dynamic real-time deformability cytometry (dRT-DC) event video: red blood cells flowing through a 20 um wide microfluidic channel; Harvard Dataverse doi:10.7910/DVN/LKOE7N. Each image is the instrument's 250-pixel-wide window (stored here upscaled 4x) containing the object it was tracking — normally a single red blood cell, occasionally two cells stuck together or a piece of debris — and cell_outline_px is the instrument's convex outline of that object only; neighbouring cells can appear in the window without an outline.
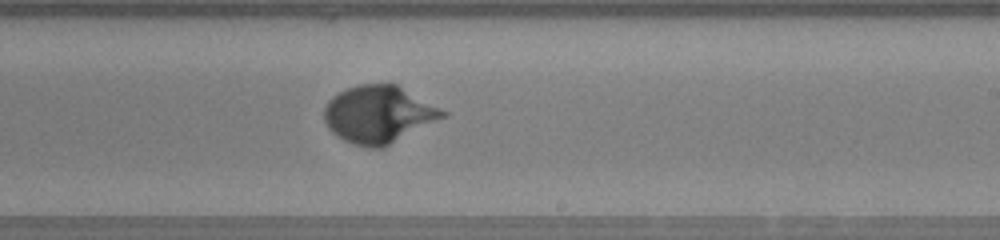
{"species": "human", "species_latin": "Homo sapiens", "temperature_condition": "warm", "stored_images_in_passage": 49, "camera_frame_rate_fps": 3000, "um_per_image_px": 0.085, "donor": {"sex": "female"}, "frame": {"image": 1, "passage_image": 29, "time_ms": 9.333, "image_size_px": [1000, 240], "cell_outline_px": [[448, 116], [384, 148], [368, 148], [352, 144], [336, 136], [328, 128], [324, 120], [324, 104], [332, 96], [348, 88], [360, 84], [396, 84], [448, 112]], "centroid_in_image_um": [32.18, 9.74], "position_along_channel_um": 256.8, "area_um2": 39.88}}
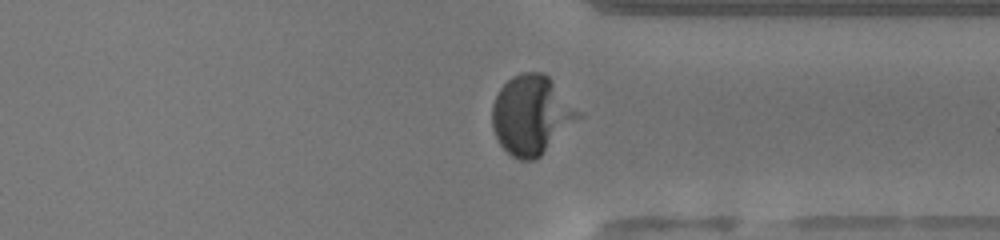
{"frame": {"image": 2, "passage_image": 37, "time_ms": 12.0, "image_size_px": [1000, 240], "cell_outline_px": [[584, 116], [536, 160], [520, 160], [512, 156], [500, 144], [492, 128], [492, 104], [500, 88], [512, 76], [524, 72], [544, 72], [552, 80]], "centroid_in_image_um": [45.19, 9.78], "position_along_channel_um": 366.2, "area_um2": 39.82}}
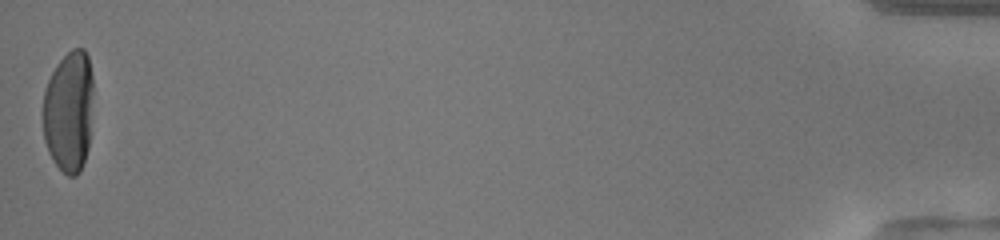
{"frame": {"image": 3, "passage_image": 49, "time_ms": 16.0, "image_size_px": [1000, 240], "cell_outline_px": [[92, 92], [88, 148], [80, 172], [76, 176], [68, 176], [56, 164], [48, 152], [44, 140], [44, 92], [48, 80], [56, 64], [72, 48], [84, 48], [88, 56], [92, 76]], "centroid_in_image_um": [5.85, 9.45], "position_along_channel_um": 429.4, "area_um2": 35.32}, "authors_computed_cell_mechanics": {"area_um2": 36.0094, "velocity_mm_per_s": 4.1514, "shape_relaxation_time_tau1_ms": 2.5542, "shape_relaxation_time_tau2_ms": null, "deformation_change_tau1": 0.1829, "deformation_change_tau2": null}}